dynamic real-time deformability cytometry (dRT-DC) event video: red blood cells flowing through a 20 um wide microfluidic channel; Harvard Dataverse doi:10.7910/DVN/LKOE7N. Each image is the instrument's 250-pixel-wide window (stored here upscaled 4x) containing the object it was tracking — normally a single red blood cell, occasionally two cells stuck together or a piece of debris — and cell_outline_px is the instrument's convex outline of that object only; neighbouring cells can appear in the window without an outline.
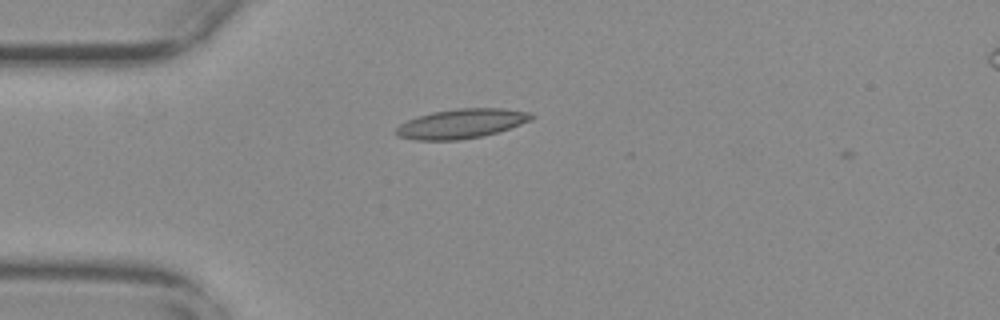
{"species": "common noctule bat (a hibernating species)", "species_latin": "Nyctalus noctula", "temperature_condition": "warm", "stored_images_in_passage": 16, "camera_frame_rate_fps": 3000, "um_per_image_px": 0.085, "animal": {"sex": "female", "body_mass_g": 29.2, "forearm_length_mm": 56.3}, "frame": {"image": 1, "passage_image": 1, "time_ms": 0.0, "image_size_px": [1000, 320], "cell_outline_px": [[536, 116], [520, 124], [496, 132], [480, 136], [460, 140], [416, 140], [396, 136], [396, 128], [400, 124], [408, 120], [432, 112], [456, 108], [500, 108], [532, 112]], "centroid_in_image_um": [39.2, 10.5], "position_along_channel_um": 45.8, "area_um2": 23.0}}
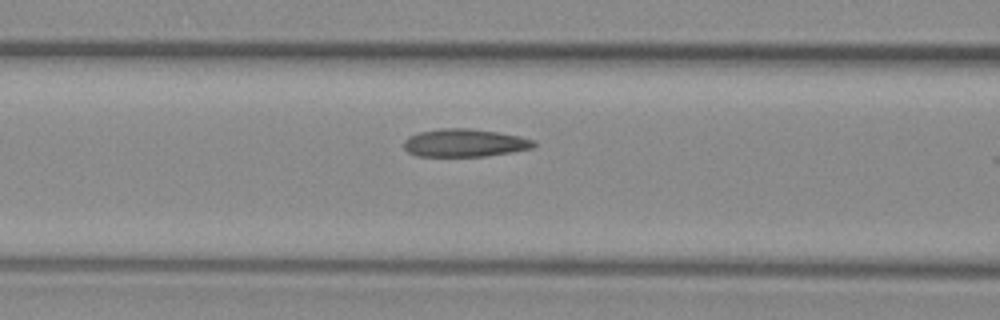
{"frame": {"image": 2, "passage_image": 9, "time_ms": 2.667, "image_size_px": [1000, 320], "cell_outline_px": [[536, 144], [532, 148], [512, 152], [484, 156], [416, 156], [408, 152], [404, 148], [404, 140], [408, 136], [420, 132], [440, 128], [468, 128], [496, 132], [520, 136], [536, 140]], "centroid_in_image_um": [39.49, 12.14], "position_along_channel_um": 127.1, "area_um2": 21.15}}
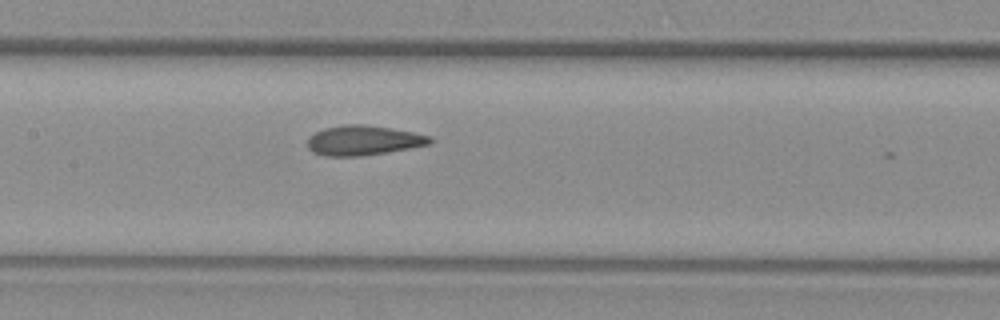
{"frame": {"image": 3, "passage_image": 13, "time_ms": 4.0, "image_size_px": [1000, 320], "cell_outline_px": [[436, 140], [432, 144], [360, 156], [324, 156], [312, 152], [308, 148], [308, 136], [324, 128], [344, 124], [364, 124], [412, 132], [432, 136]], "centroid_in_image_um": [30.89, 11.93], "position_along_channel_um": 176.5, "area_um2": 21.27}}